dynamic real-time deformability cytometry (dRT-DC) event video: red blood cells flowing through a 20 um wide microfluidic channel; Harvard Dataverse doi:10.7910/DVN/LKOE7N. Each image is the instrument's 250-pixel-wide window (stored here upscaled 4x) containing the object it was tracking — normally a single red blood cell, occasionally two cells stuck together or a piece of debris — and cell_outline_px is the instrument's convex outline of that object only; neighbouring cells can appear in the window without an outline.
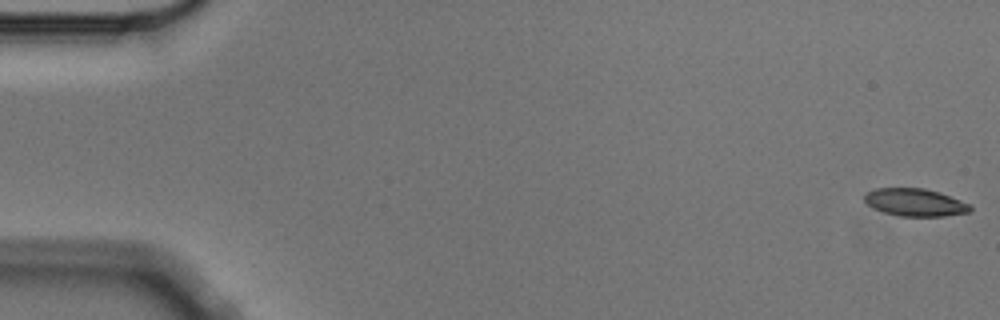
{"species": "Egyptian fruit bat (a non-hibernating species)", "species_latin": "Rousettus aegyptiacus", "temperature_condition": "cold", "stored_images_in_passage": 5, "camera_frame_rate_fps": 3000, "um_per_image_px": 0.085, "animal": {"sex": "male"}, "frame": {"image": 1, "passage_image": 1, "time_ms": 0.0, "image_size_px": [1000, 320], "cell_outline_px": [[972, 208], [968, 212], [944, 216], [900, 216], [884, 212], [872, 208], [864, 200], [864, 192], [876, 188], [924, 188], [940, 192], [972, 204]], "centroid_in_image_um": [77.78, 17.19], "position_along_channel_um": 7.2, "area_um2": 17.17}}
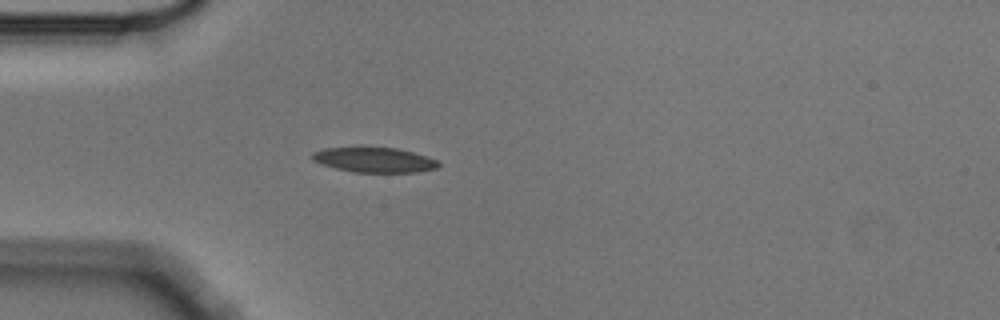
{"frame": {"image": 2, "passage_image": 5, "time_ms": 1.333, "image_size_px": [1000, 320], "cell_outline_px": [[440, 164], [436, 168], [416, 172], [352, 172], [320, 164], [312, 160], [312, 152], [324, 148], [360, 144], [364, 144], [396, 148], [428, 156], [436, 160]], "centroid_in_image_um": [31.73, 13.53], "position_along_channel_um": 53.3, "area_um2": 19.25}}